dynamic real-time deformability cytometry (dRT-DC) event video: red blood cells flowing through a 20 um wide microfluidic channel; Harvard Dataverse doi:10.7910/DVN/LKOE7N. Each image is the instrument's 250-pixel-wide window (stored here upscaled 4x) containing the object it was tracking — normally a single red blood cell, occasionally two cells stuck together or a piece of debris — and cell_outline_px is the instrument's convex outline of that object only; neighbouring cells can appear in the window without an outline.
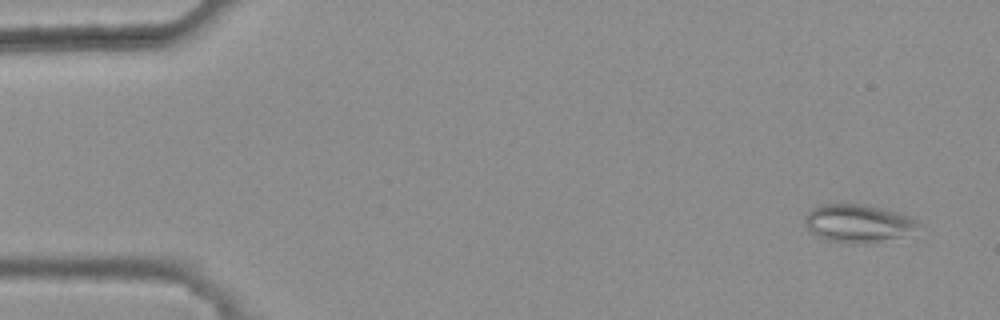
{"species": "common noctule bat (a hibernating species)", "species_latin": "Nyctalus noctula", "temperature_condition": "warm", "stored_images_in_passage": 46, "camera_frame_rate_fps": 3000, "um_per_image_px": 0.085, "animal": {"sex": "female", "body_mass_g": 25.1}, "frame": {"image": 1, "passage_image": 3, "time_ms": 0.667, "image_size_px": [1000, 320], "cell_outline_px": [[916, 224], [900, 236], [864, 244], [856, 244], [828, 240], [812, 232], [804, 224], [804, 216], [808, 212], [820, 204], [868, 204], [896, 212], [908, 216], [916, 220]], "centroid_in_image_um": [72.82, 18.96], "position_along_channel_um": 12.2, "area_um2": 24.33}}
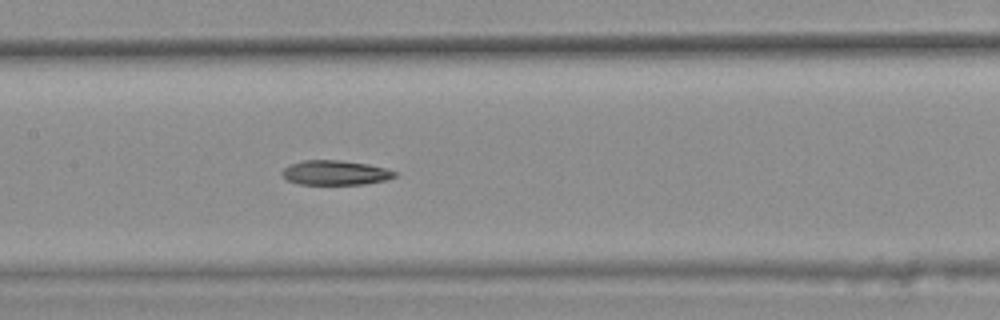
{"frame": {"image": 2, "passage_image": 26, "time_ms": 8.333, "image_size_px": [1000, 320], "cell_outline_px": [[400, 172], [396, 176], [384, 180], [364, 184], [300, 184], [288, 180], [280, 172], [288, 164], [304, 160], [336, 160], [368, 164]], "centroid_in_image_um": [28.49, 14.67], "position_along_channel_um": 178.9, "area_um2": 16.07}}
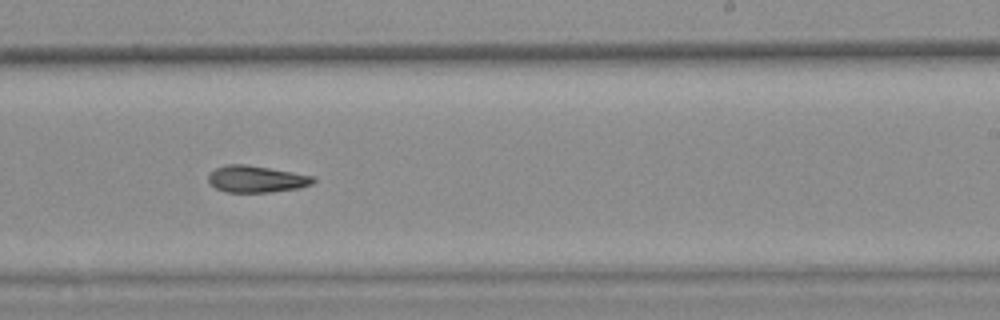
{"frame": {"image": 3, "passage_image": 33, "time_ms": 10.667, "image_size_px": [1000, 320], "cell_outline_px": [[316, 180], [312, 184], [300, 188], [272, 192], [224, 192], [208, 184], [208, 176], [216, 168], [228, 164], [244, 164], [316, 176]], "centroid_in_image_um": [21.8, 15.23], "position_along_channel_um": 267.2, "area_um2": 16.42}}